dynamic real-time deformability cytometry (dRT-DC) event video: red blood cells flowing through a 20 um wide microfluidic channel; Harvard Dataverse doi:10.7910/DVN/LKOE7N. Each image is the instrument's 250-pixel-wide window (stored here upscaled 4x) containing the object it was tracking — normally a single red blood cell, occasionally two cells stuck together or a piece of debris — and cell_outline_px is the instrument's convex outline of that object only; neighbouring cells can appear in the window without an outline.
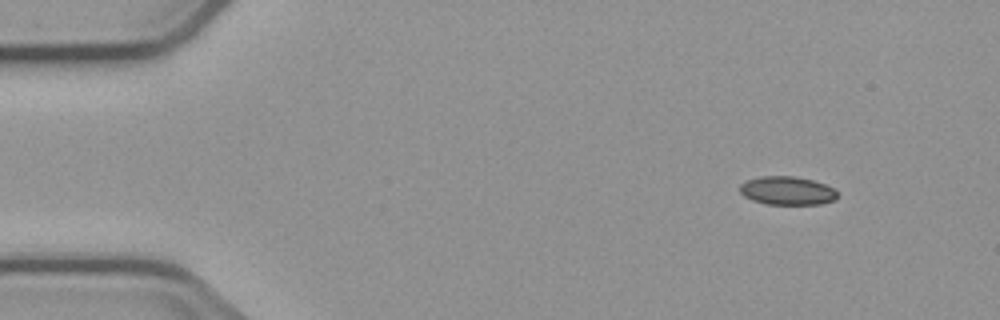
{"species": "common noctule bat (a hibernating species)", "species_latin": "Nyctalus noctula", "temperature_condition": "cold", "stored_images_in_passage": 4, "camera_frame_rate_fps": 3000, "um_per_image_px": 0.085, "animal": {"sex": "male", "body_mass_g": 23.1, "forearm_length_mm": 52.7}, "frame": {"image": 1, "passage_image": 1, "time_ms": 0.0, "image_size_px": [1000, 320], "cell_outline_px": [[836, 200], [820, 204], [764, 204], [752, 200], [744, 196], [740, 192], [740, 184], [748, 180], [764, 176], [796, 176], [812, 180], [824, 184], [832, 188], [836, 192]], "centroid_in_image_um": [66.9, 16.21], "position_along_channel_um": 18.1, "area_um2": 16.07}}
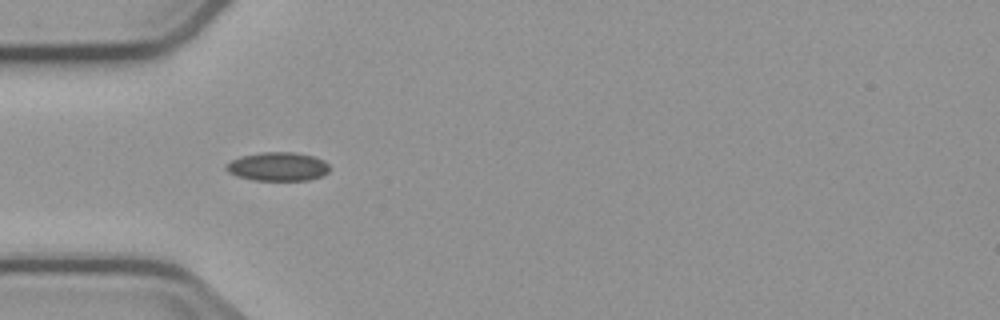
{"frame": {"image": 2, "passage_image": 4, "time_ms": 3.667, "image_size_px": [1000, 320], "cell_outline_px": [[328, 172], [320, 176], [308, 180], [252, 180], [236, 176], [228, 172], [224, 168], [224, 164], [240, 156], [260, 152], [292, 152], [312, 156], [324, 160], [328, 164]], "centroid_in_image_um": [23.56, 14.16], "position_along_channel_um": 61.4, "area_um2": 17.34}}